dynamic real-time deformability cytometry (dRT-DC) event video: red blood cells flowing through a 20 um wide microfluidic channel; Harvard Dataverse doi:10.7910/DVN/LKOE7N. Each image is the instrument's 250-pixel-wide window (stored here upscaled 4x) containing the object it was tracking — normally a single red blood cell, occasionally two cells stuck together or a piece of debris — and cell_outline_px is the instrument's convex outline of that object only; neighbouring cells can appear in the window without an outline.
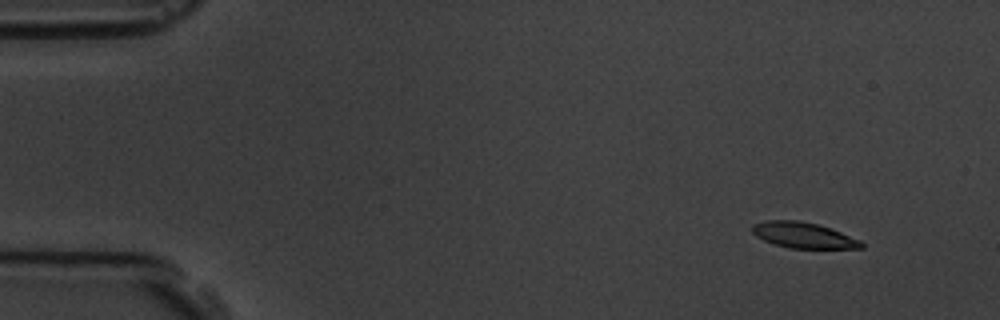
{"species": "common noctule bat (a hibernating species)", "species_latin": "Nyctalus noctula", "temperature_condition": "room temperature", "stored_images_in_passage": 7, "camera_frame_rate_fps": 3000, "um_per_image_px": 0.085, "animal": {"sex": "male", "body_mass_g": 19.5, "forearm_length_mm": 54.6}, "frame": {"image": 1, "passage_image": 1, "time_ms": 0.0, "image_size_px": [1000, 320], "cell_outline_px": [[864, 248], [788, 248], [764, 240], [756, 236], [752, 232], [752, 224], [768, 220], [800, 220], [816, 224], [840, 232], [860, 240], [864, 244]], "centroid_in_image_um": [68.27, 19.99], "position_along_channel_um": 16.7, "area_um2": 16.18}}
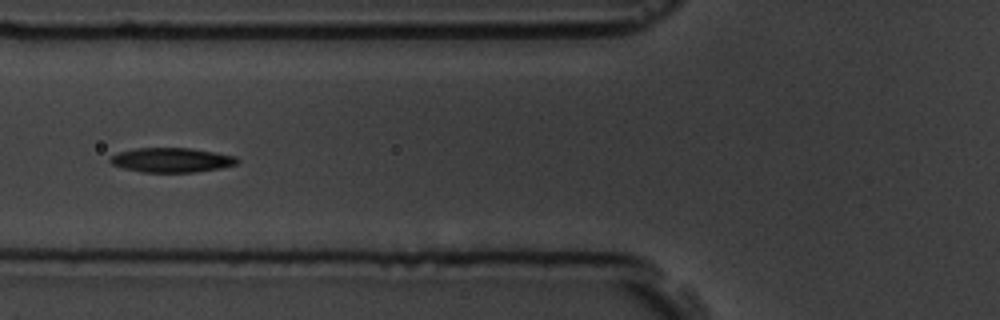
{"frame": {"image": 2, "passage_image": 6, "time_ms": 5.667, "image_size_px": [1000, 320], "cell_outline_px": [[240, 160], [236, 164], [220, 168], [192, 172], [144, 172], [124, 168], [112, 164], [108, 160], [112, 156], [120, 152], [136, 148], [188, 148], [236, 156]], "centroid_in_image_um": [14.58, 13.6], "position_along_channel_um": 111.2, "area_um2": 17.86}}
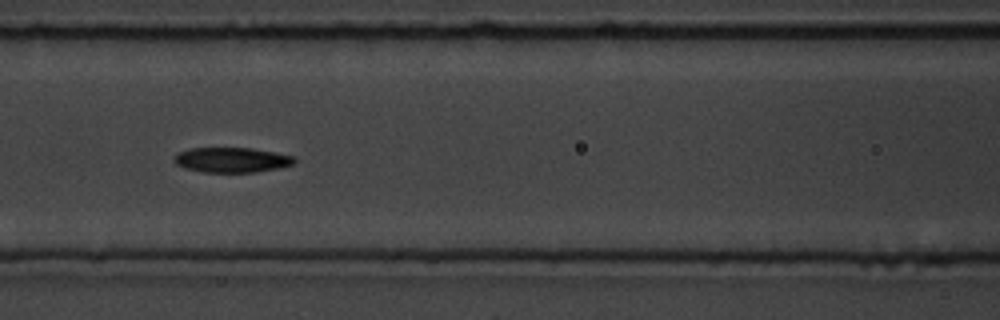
{"frame": {"image": 3, "passage_image": 7, "time_ms": 6.667, "image_size_px": [1000, 320], "cell_outline_px": [[296, 164], [256, 172], [204, 172], [184, 168], [176, 164], [172, 160], [180, 152], [192, 148], [252, 148], [292, 156], [296, 160]], "centroid_in_image_um": [19.69, 13.6], "position_along_channel_um": 146.9, "area_um2": 17.34}}